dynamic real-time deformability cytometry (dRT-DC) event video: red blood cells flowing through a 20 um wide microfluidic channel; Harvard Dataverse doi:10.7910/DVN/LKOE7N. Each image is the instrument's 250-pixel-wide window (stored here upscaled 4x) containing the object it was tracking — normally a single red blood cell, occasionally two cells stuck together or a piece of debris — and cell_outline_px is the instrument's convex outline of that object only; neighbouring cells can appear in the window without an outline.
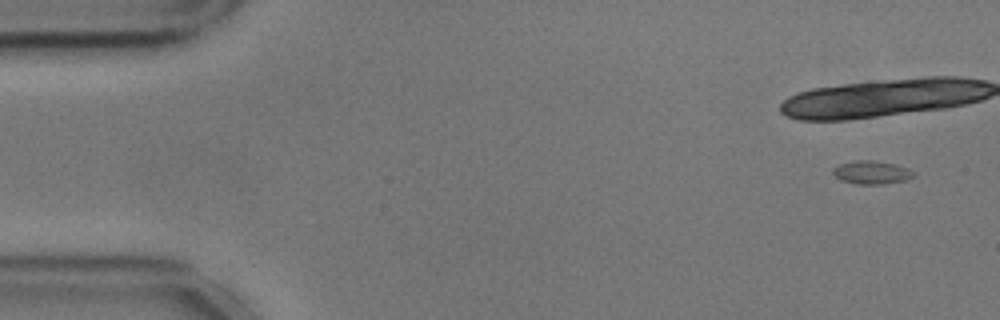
{"species": "common noctule bat (a hibernating species)", "species_latin": "Nyctalus noctula", "temperature_condition": "cold", "stored_images_in_passage": 17, "camera_frame_rate_fps": 3000, "um_per_image_px": 0.085, "animal": {"sex": "male", "body_mass_g": 17.9, "forearm_length_mm": 54.2}, "frame": {"image": 1, "passage_image": 3, "time_ms": 0.667, "image_size_px": [1000, 320], "cell_outline_px": [[912, 176], [908, 180], [880, 184], [856, 184], [840, 180], [832, 172], [832, 168], [840, 164], [856, 160], [872, 160], [896, 164], [908, 168], [912, 172]], "centroid_in_image_um": [74.06, 14.65], "position_along_channel_um": 10.9, "area_um2": 10.87}}